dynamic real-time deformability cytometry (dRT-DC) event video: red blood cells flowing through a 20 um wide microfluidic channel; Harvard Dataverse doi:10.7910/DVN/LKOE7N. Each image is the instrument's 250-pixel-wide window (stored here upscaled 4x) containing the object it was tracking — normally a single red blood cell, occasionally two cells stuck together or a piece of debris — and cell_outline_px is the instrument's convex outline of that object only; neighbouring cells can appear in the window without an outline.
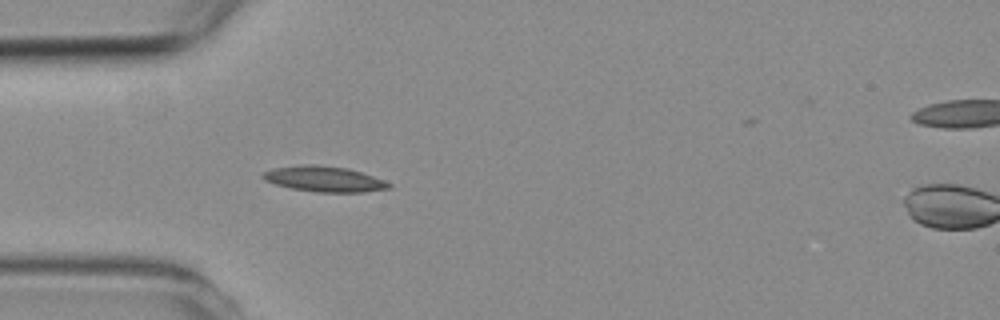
{"species": "common noctule bat (a hibernating species)", "species_latin": "Nyctalus noctula", "temperature_condition": "room temperature", "stored_images_in_passage": 5, "camera_frame_rate_fps": 3000, "um_per_image_px": 0.085, "animal": {"sex": "female", "body_mass_g": 19.3, "forearm_length_mm": 54.1}, "frame": {"image": 1, "passage_image": 4, "time_ms": 3.667, "image_size_px": [1000, 320], "cell_outline_px": [[392, 188], [364, 192], [316, 192], [292, 188], [276, 184], [264, 180], [260, 176], [264, 172], [272, 168], [300, 164], [316, 164], [348, 168], [384, 180], [392, 184]], "centroid_in_image_um": [27.55, 15.21], "position_along_channel_um": 57.5, "area_um2": 18.84}}